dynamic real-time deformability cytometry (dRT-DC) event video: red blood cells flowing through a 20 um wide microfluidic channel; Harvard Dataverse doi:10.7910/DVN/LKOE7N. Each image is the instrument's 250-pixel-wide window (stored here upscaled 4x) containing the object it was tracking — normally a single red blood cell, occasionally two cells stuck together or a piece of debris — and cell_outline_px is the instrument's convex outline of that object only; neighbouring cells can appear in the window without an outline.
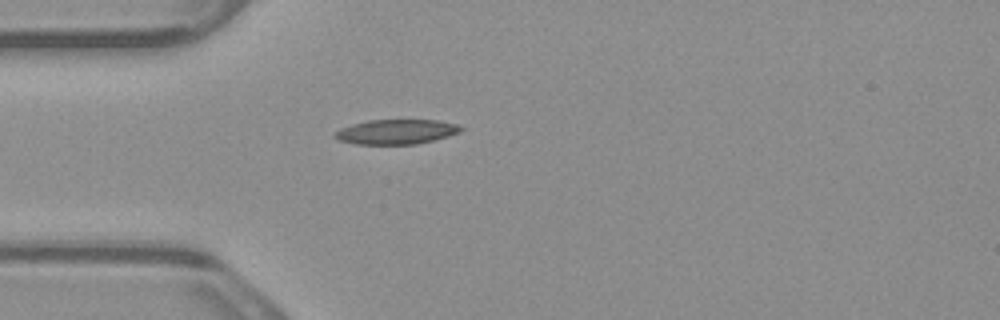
{"species": "common noctule bat (a hibernating species)", "species_latin": "Nyctalus noctula", "temperature_condition": "warm", "stored_images_in_passage": 1, "camera_frame_rate_fps": 3000, "um_per_image_px": 0.085, "animal": {"sex": "male", "body_mass_g": 23.1, "forearm_length_mm": 52.7}, "frame": {"image": 1, "passage_image": 1, "time_ms": 0.0, "image_size_px": [1000, 320], "cell_outline_px": [[464, 128], [460, 132], [448, 136], [416, 144], [356, 144], [340, 140], [332, 136], [332, 132], [340, 128], [352, 124], [368, 120], [436, 120], [456, 124]], "centroid_in_image_um": [33.64, 11.2], "position_along_channel_um": 51.4, "area_um2": 18.15}}